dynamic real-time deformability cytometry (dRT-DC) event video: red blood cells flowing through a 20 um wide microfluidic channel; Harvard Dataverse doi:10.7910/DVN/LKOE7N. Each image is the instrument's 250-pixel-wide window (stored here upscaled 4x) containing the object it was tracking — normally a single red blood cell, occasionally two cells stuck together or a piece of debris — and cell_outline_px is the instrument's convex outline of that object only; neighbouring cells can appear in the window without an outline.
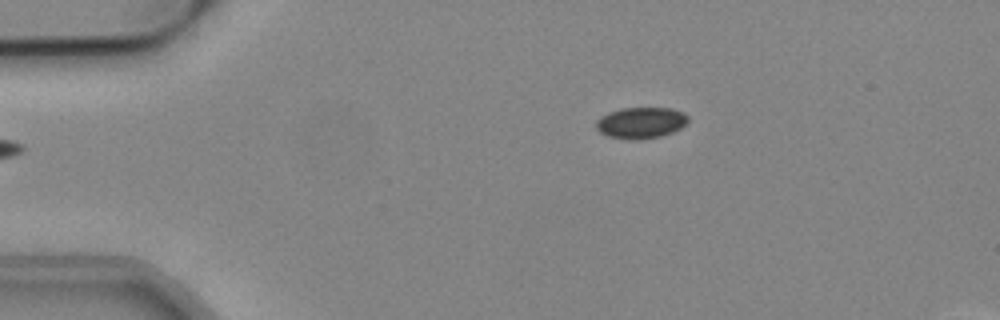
{"species": "common noctule bat (a hibernating species)", "species_latin": "Nyctalus noctula", "temperature_condition": "cold", "stored_images_in_passage": 44, "camera_frame_rate_fps": 3000, "um_per_image_px": 0.085, "animal": {"sex": "male", "body_mass_g": 19.2, "forearm_length_mm": 51.8}, "frame": {"image": 1, "passage_image": 1, "time_ms": 0.0, "image_size_px": [1000, 320], "cell_outline_px": [[688, 120], [680, 128], [672, 132], [660, 136], [640, 140], [628, 140], [608, 136], [600, 132], [596, 128], [596, 120], [600, 116], [608, 112], [620, 108], [672, 108], [684, 112], [688, 116]], "centroid_in_image_um": [54.45, 10.43], "position_along_channel_um": 30.6, "area_um2": 16.88}}
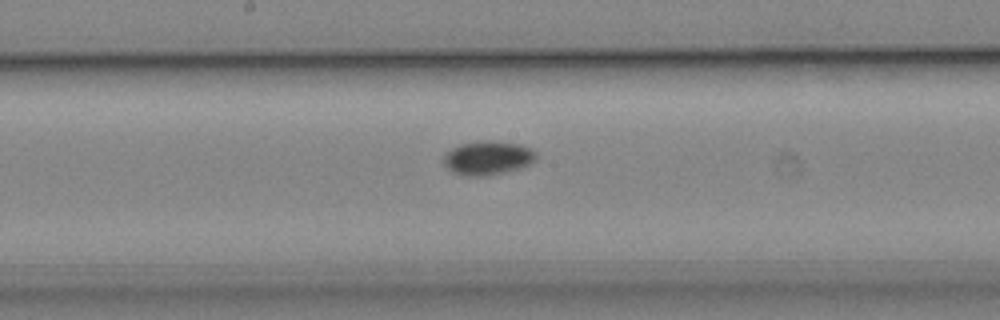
{"frame": {"image": 2, "passage_image": 19, "time_ms": 6.0, "image_size_px": [1000, 320], "cell_outline_px": [[536, 160], [520, 168], [504, 172], [484, 176], [464, 176], [452, 172], [444, 164], [444, 156], [452, 148], [460, 144], [480, 140], [492, 140], [520, 144], [532, 148], [536, 152]], "centroid_in_image_um": [41.47, 13.41], "position_along_channel_um": 206.7, "area_um2": 18.38}}
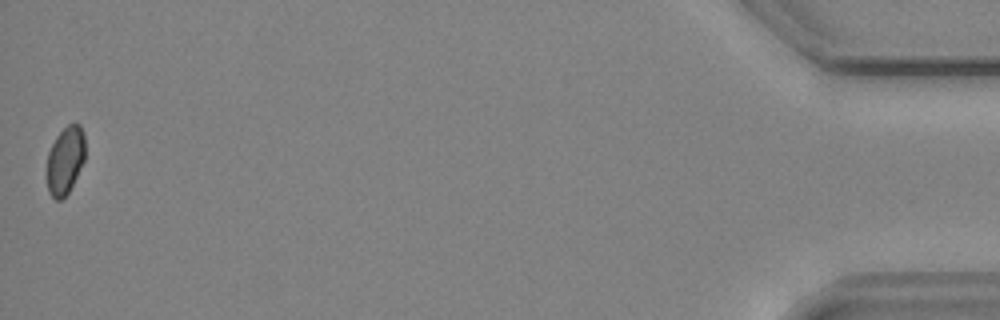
{"frame": {"image": 3, "passage_image": 44, "time_ms": 14.333, "image_size_px": [1000, 320], "cell_outline_px": [[84, 160], [68, 192], [60, 200], [56, 200], [48, 192], [48, 152], [56, 136], [68, 124], [80, 124], [84, 132]], "centroid_in_image_um": [5.55, 13.6], "position_along_channel_um": 429.7, "area_um2": 14.74}}